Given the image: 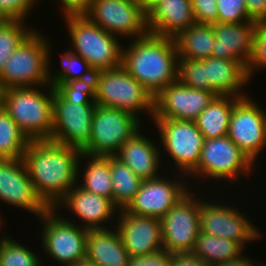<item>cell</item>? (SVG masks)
Instances as JSON below:
<instances>
[{
    "label": "cell",
    "mask_w": 266,
    "mask_h": 266,
    "mask_svg": "<svg viewBox=\"0 0 266 266\" xmlns=\"http://www.w3.org/2000/svg\"><path fill=\"white\" fill-rule=\"evenodd\" d=\"M81 153L77 148L51 140L27 144L22 159L38 196L50 209L78 183Z\"/></svg>",
    "instance_id": "cell-1"
},
{
    "label": "cell",
    "mask_w": 266,
    "mask_h": 266,
    "mask_svg": "<svg viewBox=\"0 0 266 266\" xmlns=\"http://www.w3.org/2000/svg\"><path fill=\"white\" fill-rule=\"evenodd\" d=\"M122 49V67L153 97L178 80V53L175 40L147 34Z\"/></svg>",
    "instance_id": "cell-2"
},
{
    "label": "cell",
    "mask_w": 266,
    "mask_h": 266,
    "mask_svg": "<svg viewBox=\"0 0 266 266\" xmlns=\"http://www.w3.org/2000/svg\"><path fill=\"white\" fill-rule=\"evenodd\" d=\"M40 87H15L0 91V104L29 141L51 139L55 88L48 85L46 94Z\"/></svg>",
    "instance_id": "cell-3"
},
{
    "label": "cell",
    "mask_w": 266,
    "mask_h": 266,
    "mask_svg": "<svg viewBox=\"0 0 266 266\" xmlns=\"http://www.w3.org/2000/svg\"><path fill=\"white\" fill-rule=\"evenodd\" d=\"M43 35L33 30L8 57L0 73V91L15 87L47 89L50 85L48 56L52 54V46Z\"/></svg>",
    "instance_id": "cell-4"
},
{
    "label": "cell",
    "mask_w": 266,
    "mask_h": 266,
    "mask_svg": "<svg viewBox=\"0 0 266 266\" xmlns=\"http://www.w3.org/2000/svg\"><path fill=\"white\" fill-rule=\"evenodd\" d=\"M66 20L72 52L79 54L96 71L122 65V46L118 37L92 22L86 15H71Z\"/></svg>",
    "instance_id": "cell-5"
},
{
    "label": "cell",
    "mask_w": 266,
    "mask_h": 266,
    "mask_svg": "<svg viewBox=\"0 0 266 266\" xmlns=\"http://www.w3.org/2000/svg\"><path fill=\"white\" fill-rule=\"evenodd\" d=\"M95 86L97 105L124 110L138 118V114L145 110L153 119L154 97L122 65L96 71Z\"/></svg>",
    "instance_id": "cell-6"
},
{
    "label": "cell",
    "mask_w": 266,
    "mask_h": 266,
    "mask_svg": "<svg viewBox=\"0 0 266 266\" xmlns=\"http://www.w3.org/2000/svg\"><path fill=\"white\" fill-rule=\"evenodd\" d=\"M141 121L132 113L97 105L91 125L89 144L82 153L115 156L121 146L140 130Z\"/></svg>",
    "instance_id": "cell-7"
},
{
    "label": "cell",
    "mask_w": 266,
    "mask_h": 266,
    "mask_svg": "<svg viewBox=\"0 0 266 266\" xmlns=\"http://www.w3.org/2000/svg\"><path fill=\"white\" fill-rule=\"evenodd\" d=\"M59 210L49 209L38 219L44 224L41 243L48 257L64 266H72L86 258L88 229L60 216Z\"/></svg>",
    "instance_id": "cell-8"
},
{
    "label": "cell",
    "mask_w": 266,
    "mask_h": 266,
    "mask_svg": "<svg viewBox=\"0 0 266 266\" xmlns=\"http://www.w3.org/2000/svg\"><path fill=\"white\" fill-rule=\"evenodd\" d=\"M255 166L241 149L225 135L204 139L199 163L189 174V178L197 175L199 179L200 177L201 179L208 178V180L222 179L230 180L231 183L242 174L244 177L245 175L249 176L252 170H255L253 169Z\"/></svg>",
    "instance_id": "cell-9"
},
{
    "label": "cell",
    "mask_w": 266,
    "mask_h": 266,
    "mask_svg": "<svg viewBox=\"0 0 266 266\" xmlns=\"http://www.w3.org/2000/svg\"><path fill=\"white\" fill-rule=\"evenodd\" d=\"M85 15L117 37L123 35L135 39L149 34L147 11L140 0H93Z\"/></svg>",
    "instance_id": "cell-10"
},
{
    "label": "cell",
    "mask_w": 266,
    "mask_h": 266,
    "mask_svg": "<svg viewBox=\"0 0 266 266\" xmlns=\"http://www.w3.org/2000/svg\"><path fill=\"white\" fill-rule=\"evenodd\" d=\"M164 150L177 164V170L187 176L197 167L204 137L195 121L186 119H153ZM184 173V174H183Z\"/></svg>",
    "instance_id": "cell-11"
},
{
    "label": "cell",
    "mask_w": 266,
    "mask_h": 266,
    "mask_svg": "<svg viewBox=\"0 0 266 266\" xmlns=\"http://www.w3.org/2000/svg\"><path fill=\"white\" fill-rule=\"evenodd\" d=\"M191 191L160 219L163 248L171 254L192 252L200 233L199 195Z\"/></svg>",
    "instance_id": "cell-12"
},
{
    "label": "cell",
    "mask_w": 266,
    "mask_h": 266,
    "mask_svg": "<svg viewBox=\"0 0 266 266\" xmlns=\"http://www.w3.org/2000/svg\"><path fill=\"white\" fill-rule=\"evenodd\" d=\"M201 199V200H200ZM199 199L200 231L216 237L232 240L245 249L246 243L262 238L259 228L254 226L246 214L234 206ZM209 202V203H208ZM224 205V206H223ZM248 241V242H247Z\"/></svg>",
    "instance_id": "cell-13"
},
{
    "label": "cell",
    "mask_w": 266,
    "mask_h": 266,
    "mask_svg": "<svg viewBox=\"0 0 266 266\" xmlns=\"http://www.w3.org/2000/svg\"><path fill=\"white\" fill-rule=\"evenodd\" d=\"M249 96L239 98L233 107L228 137L255 164L266 147V112Z\"/></svg>",
    "instance_id": "cell-14"
},
{
    "label": "cell",
    "mask_w": 266,
    "mask_h": 266,
    "mask_svg": "<svg viewBox=\"0 0 266 266\" xmlns=\"http://www.w3.org/2000/svg\"><path fill=\"white\" fill-rule=\"evenodd\" d=\"M96 106L97 104L67 102L54 91L53 128L50 140L82 151L90 142Z\"/></svg>",
    "instance_id": "cell-15"
},
{
    "label": "cell",
    "mask_w": 266,
    "mask_h": 266,
    "mask_svg": "<svg viewBox=\"0 0 266 266\" xmlns=\"http://www.w3.org/2000/svg\"><path fill=\"white\" fill-rule=\"evenodd\" d=\"M0 202L14 205L38 218L50 209L38 196L22 158H0ZM1 221L0 216V224Z\"/></svg>",
    "instance_id": "cell-16"
},
{
    "label": "cell",
    "mask_w": 266,
    "mask_h": 266,
    "mask_svg": "<svg viewBox=\"0 0 266 266\" xmlns=\"http://www.w3.org/2000/svg\"><path fill=\"white\" fill-rule=\"evenodd\" d=\"M177 179L168 180L159 176L143 180L133 200L123 210L133 215L163 218L191 189L186 187L185 179Z\"/></svg>",
    "instance_id": "cell-17"
},
{
    "label": "cell",
    "mask_w": 266,
    "mask_h": 266,
    "mask_svg": "<svg viewBox=\"0 0 266 266\" xmlns=\"http://www.w3.org/2000/svg\"><path fill=\"white\" fill-rule=\"evenodd\" d=\"M216 95L189 88L176 80L154 97L153 119L195 120Z\"/></svg>",
    "instance_id": "cell-18"
},
{
    "label": "cell",
    "mask_w": 266,
    "mask_h": 266,
    "mask_svg": "<svg viewBox=\"0 0 266 266\" xmlns=\"http://www.w3.org/2000/svg\"><path fill=\"white\" fill-rule=\"evenodd\" d=\"M119 212L116 227L130 257L149 255L163 249L160 219L133 215L124 210Z\"/></svg>",
    "instance_id": "cell-19"
},
{
    "label": "cell",
    "mask_w": 266,
    "mask_h": 266,
    "mask_svg": "<svg viewBox=\"0 0 266 266\" xmlns=\"http://www.w3.org/2000/svg\"><path fill=\"white\" fill-rule=\"evenodd\" d=\"M62 206L72 211L80 221L83 220L85 224L82 226L87 229L108 228L103 225L104 222L107 223L108 220L113 219L118 209L111 199L87 192L78 183L69 190L54 209L57 210L60 207V210Z\"/></svg>",
    "instance_id": "cell-20"
},
{
    "label": "cell",
    "mask_w": 266,
    "mask_h": 266,
    "mask_svg": "<svg viewBox=\"0 0 266 266\" xmlns=\"http://www.w3.org/2000/svg\"><path fill=\"white\" fill-rule=\"evenodd\" d=\"M194 24L191 0H160L147 11L149 33L159 37L174 39Z\"/></svg>",
    "instance_id": "cell-21"
},
{
    "label": "cell",
    "mask_w": 266,
    "mask_h": 266,
    "mask_svg": "<svg viewBox=\"0 0 266 266\" xmlns=\"http://www.w3.org/2000/svg\"><path fill=\"white\" fill-rule=\"evenodd\" d=\"M215 42L212 57L238 60L245 68L252 54L255 22L214 23Z\"/></svg>",
    "instance_id": "cell-22"
},
{
    "label": "cell",
    "mask_w": 266,
    "mask_h": 266,
    "mask_svg": "<svg viewBox=\"0 0 266 266\" xmlns=\"http://www.w3.org/2000/svg\"><path fill=\"white\" fill-rule=\"evenodd\" d=\"M154 143L138 130L115 156L142 180L154 179L160 176L159 167L162 168L161 151Z\"/></svg>",
    "instance_id": "cell-23"
},
{
    "label": "cell",
    "mask_w": 266,
    "mask_h": 266,
    "mask_svg": "<svg viewBox=\"0 0 266 266\" xmlns=\"http://www.w3.org/2000/svg\"><path fill=\"white\" fill-rule=\"evenodd\" d=\"M109 229H88L86 258L96 266H128L130 256L119 231Z\"/></svg>",
    "instance_id": "cell-24"
},
{
    "label": "cell",
    "mask_w": 266,
    "mask_h": 266,
    "mask_svg": "<svg viewBox=\"0 0 266 266\" xmlns=\"http://www.w3.org/2000/svg\"><path fill=\"white\" fill-rule=\"evenodd\" d=\"M206 64L207 81L211 92L217 95L245 97L243 87L250 81L246 68L238 60H225L208 57L202 60ZM242 91V92H240Z\"/></svg>",
    "instance_id": "cell-25"
},
{
    "label": "cell",
    "mask_w": 266,
    "mask_h": 266,
    "mask_svg": "<svg viewBox=\"0 0 266 266\" xmlns=\"http://www.w3.org/2000/svg\"><path fill=\"white\" fill-rule=\"evenodd\" d=\"M239 97L217 95L194 120L204 139L228 135L232 110Z\"/></svg>",
    "instance_id": "cell-26"
},
{
    "label": "cell",
    "mask_w": 266,
    "mask_h": 266,
    "mask_svg": "<svg viewBox=\"0 0 266 266\" xmlns=\"http://www.w3.org/2000/svg\"><path fill=\"white\" fill-rule=\"evenodd\" d=\"M179 58L203 60L212 55L215 35L213 24L191 25L174 38Z\"/></svg>",
    "instance_id": "cell-27"
},
{
    "label": "cell",
    "mask_w": 266,
    "mask_h": 266,
    "mask_svg": "<svg viewBox=\"0 0 266 266\" xmlns=\"http://www.w3.org/2000/svg\"><path fill=\"white\" fill-rule=\"evenodd\" d=\"M112 203L119 210L125 209L140 189L142 179L116 156H110Z\"/></svg>",
    "instance_id": "cell-28"
},
{
    "label": "cell",
    "mask_w": 266,
    "mask_h": 266,
    "mask_svg": "<svg viewBox=\"0 0 266 266\" xmlns=\"http://www.w3.org/2000/svg\"><path fill=\"white\" fill-rule=\"evenodd\" d=\"M243 248L236 242L221 237L199 233L192 253L209 266L224 263L237 257Z\"/></svg>",
    "instance_id": "cell-29"
},
{
    "label": "cell",
    "mask_w": 266,
    "mask_h": 266,
    "mask_svg": "<svg viewBox=\"0 0 266 266\" xmlns=\"http://www.w3.org/2000/svg\"><path fill=\"white\" fill-rule=\"evenodd\" d=\"M80 156L82 159L88 158L89 161L82 171L84 173L79 175L81 177L83 175V180L78 182V185L87 192L112 200L110 156H92L85 153H81Z\"/></svg>",
    "instance_id": "cell-30"
},
{
    "label": "cell",
    "mask_w": 266,
    "mask_h": 266,
    "mask_svg": "<svg viewBox=\"0 0 266 266\" xmlns=\"http://www.w3.org/2000/svg\"><path fill=\"white\" fill-rule=\"evenodd\" d=\"M28 143L9 112L0 104V158H23Z\"/></svg>",
    "instance_id": "cell-31"
},
{
    "label": "cell",
    "mask_w": 266,
    "mask_h": 266,
    "mask_svg": "<svg viewBox=\"0 0 266 266\" xmlns=\"http://www.w3.org/2000/svg\"><path fill=\"white\" fill-rule=\"evenodd\" d=\"M50 57L52 56H48V80L53 87L71 80L87 78L95 74V70L91 65L79 54L72 52L71 49L61 54L60 64L62 65L60 71L57 70L55 73L50 71Z\"/></svg>",
    "instance_id": "cell-32"
},
{
    "label": "cell",
    "mask_w": 266,
    "mask_h": 266,
    "mask_svg": "<svg viewBox=\"0 0 266 266\" xmlns=\"http://www.w3.org/2000/svg\"><path fill=\"white\" fill-rule=\"evenodd\" d=\"M0 266H42V264L37 254L30 248L4 235L0 237Z\"/></svg>",
    "instance_id": "cell-33"
},
{
    "label": "cell",
    "mask_w": 266,
    "mask_h": 266,
    "mask_svg": "<svg viewBox=\"0 0 266 266\" xmlns=\"http://www.w3.org/2000/svg\"><path fill=\"white\" fill-rule=\"evenodd\" d=\"M24 22L23 20H8L0 25V73L8 57L34 30L27 27Z\"/></svg>",
    "instance_id": "cell-34"
},
{
    "label": "cell",
    "mask_w": 266,
    "mask_h": 266,
    "mask_svg": "<svg viewBox=\"0 0 266 266\" xmlns=\"http://www.w3.org/2000/svg\"><path fill=\"white\" fill-rule=\"evenodd\" d=\"M95 74L93 76L71 80L56 85L55 91L67 102L75 104H96Z\"/></svg>",
    "instance_id": "cell-35"
},
{
    "label": "cell",
    "mask_w": 266,
    "mask_h": 266,
    "mask_svg": "<svg viewBox=\"0 0 266 266\" xmlns=\"http://www.w3.org/2000/svg\"><path fill=\"white\" fill-rule=\"evenodd\" d=\"M178 80L189 88L211 91L207 81L206 64L202 60L179 58Z\"/></svg>",
    "instance_id": "cell-36"
},
{
    "label": "cell",
    "mask_w": 266,
    "mask_h": 266,
    "mask_svg": "<svg viewBox=\"0 0 266 266\" xmlns=\"http://www.w3.org/2000/svg\"><path fill=\"white\" fill-rule=\"evenodd\" d=\"M261 68L266 69V21L256 23V29L253 34L252 54L246 65L249 80L251 77L253 78L254 72Z\"/></svg>",
    "instance_id": "cell-37"
},
{
    "label": "cell",
    "mask_w": 266,
    "mask_h": 266,
    "mask_svg": "<svg viewBox=\"0 0 266 266\" xmlns=\"http://www.w3.org/2000/svg\"><path fill=\"white\" fill-rule=\"evenodd\" d=\"M218 7V22L244 23L252 22L248 16L245 0H216Z\"/></svg>",
    "instance_id": "cell-38"
},
{
    "label": "cell",
    "mask_w": 266,
    "mask_h": 266,
    "mask_svg": "<svg viewBox=\"0 0 266 266\" xmlns=\"http://www.w3.org/2000/svg\"><path fill=\"white\" fill-rule=\"evenodd\" d=\"M196 23L214 24L218 22L216 0H191Z\"/></svg>",
    "instance_id": "cell-39"
},
{
    "label": "cell",
    "mask_w": 266,
    "mask_h": 266,
    "mask_svg": "<svg viewBox=\"0 0 266 266\" xmlns=\"http://www.w3.org/2000/svg\"><path fill=\"white\" fill-rule=\"evenodd\" d=\"M34 0H0V9L9 20H23L34 10Z\"/></svg>",
    "instance_id": "cell-40"
},
{
    "label": "cell",
    "mask_w": 266,
    "mask_h": 266,
    "mask_svg": "<svg viewBox=\"0 0 266 266\" xmlns=\"http://www.w3.org/2000/svg\"><path fill=\"white\" fill-rule=\"evenodd\" d=\"M128 266H172V254L163 248L149 255L132 256Z\"/></svg>",
    "instance_id": "cell-41"
},
{
    "label": "cell",
    "mask_w": 266,
    "mask_h": 266,
    "mask_svg": "<svg viewBox=\"0 0 266 266\" xmlns=\"http://www.w3.org/2000/svg\"><path fill=\"white\" fill-rule=\"evenodd\" d=\"M63 17L85 15L91 8L93 0H60Z\"/></svg>",
    "instance_id": "cell-42"
},
{
    "label": "cell",
    "mask_w": 266,
    "mask_h": 266,
    "mask_svg": "<svg viewBox=\"0 0 266 266\" xmlns=\"http://www.w3.org/2000/svg\"><path fill=\"white\" fill-rule=\"evenodd\" d=\"M247 13L252 22L266 21V0H245Z\"/></svg>",
    "instance_id": "cell-43"
},
{
    "label": "cell",
    "mask_w": 266,
    "mask_h": 266,
    "mask_svg": "<svg viewBox=\"0 0 266 266\" xmlns=\"http://www.w3.org/2000/svg\"><path fill=\"white\" fill-rule=\"evenodd\" d=\"M172 266H209L192 252L173 253Z\"/></svg>",
    "instance_id": "cell-44"
},
{
    "label": "cell",
    "mask_w": 266,
    "mask_h": 266,
    "mask_svg": "<svg viewBox=\"0 0 266 266\" xmlns=\"http://www.w3.org/2000/svg\"><path fill=\"white\" fill-rule=\"evenodd\" d=\"M243 254L244 252H242L235 258H232L224 263L217 264L215 266H255L257 264L256 262L251 261L248 256L246 257Z\"/></svg>",
    "instance_id": "cell-45"
},
{
    "label": "cell",
    "mask_w": 266,
    "mask_h": 266,
    "mask_svg": "<svg viewBox=\"0 0 266 266\" xmlns=\"http://www.w3.org/2000/svg\"><path fill=\"white\" fill-rule=\"evenodd\" d=\"M140 1L144 5L145 10L148 11L154 4H156L160 0H140Z\"/></svg>",
    "instance_id": "cell-46"
},
{
    "label": "cell",
    "mask_w": 266,
    "mask_h": 266,
    "mask_svg": "<svg viewBox=\"0 0 266 266\" xmlns=\"http://www.w3.org/2000/svg\"><path fill=\"white\" fill-rule=\"evenodd\" d=\"M72 266H92V262L88 260L87 258H85V259L79 260Z\"/></svg>",
    "instance_id": "cell-47"
},
{
    "label": "cell",
    "mask_w": 266,
    "mask_h": 266,
    "mask_svg": "<svg viewBox=\"0 0 266 266\" xmlns=\"http://www.w3.org/2000/svg\"><path fill=\"white\" fill-rule=\"evenodd\" d=\"M8 20L9 19L6 17V15L0 9V25L5 24Z\"/></svg>",
    "instance_id": "cell-48"
},
{
    "label": "cell",
    "mask_w": 266,
    "mask_h": 266,
    "mask_svg": "<svg viewBox=\"0 0 266 266\" xmlns=\"http://www.w3.org/2000/svg\"><path fill=\"white\" fill-rule=\"evenodd\" d=\"M262 262H260V264H258L257 263V265H255V266H266L265 264L263 265V264H261Z\"/></svg>",
    "instance_id": "cell-49"
}]
</instances>
